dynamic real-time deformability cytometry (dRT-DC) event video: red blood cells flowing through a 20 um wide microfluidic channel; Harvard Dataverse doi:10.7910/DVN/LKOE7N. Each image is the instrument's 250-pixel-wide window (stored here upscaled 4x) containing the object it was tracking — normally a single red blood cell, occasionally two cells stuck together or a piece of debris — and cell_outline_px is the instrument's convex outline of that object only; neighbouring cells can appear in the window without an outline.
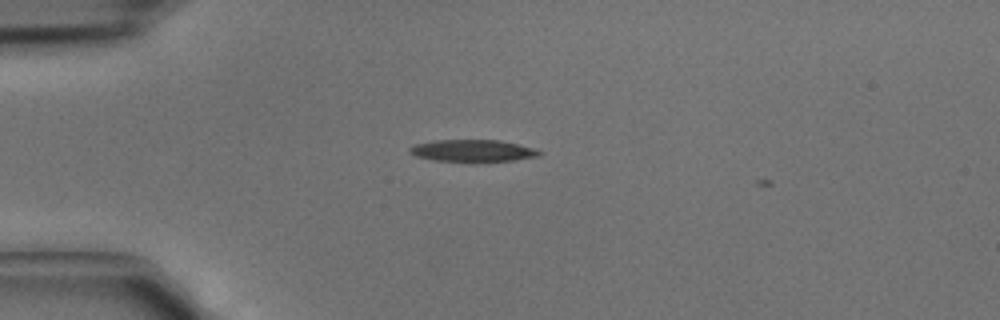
{"species": "common noctule bat (a hibernating species)", "species_latin": "Nyctalus noctula", "temperature_condition": "cold", "stored_images_in_passage": 2, "camera_frame_rate_fps": 3000, "um_per_image_px": 0.085, "animal": {"sex": "male", "body_mass_g": 15.6}, "frame": {"image": 1, "passage_image": 1, "time_ms": 0.0, "image_size_px": [1000, 320], "cell_outline_px": [[544, 152], [540, 156], [512, 160], [432, 160], [416, 156], [408, 152], [408, 148], [416, 144], [432, 140], [500, 140], [536, 148]], "centroid_in_image_um": [40.2, 12.78], "position_along_channel_um": 44.8, "area_um2": 16.3}}